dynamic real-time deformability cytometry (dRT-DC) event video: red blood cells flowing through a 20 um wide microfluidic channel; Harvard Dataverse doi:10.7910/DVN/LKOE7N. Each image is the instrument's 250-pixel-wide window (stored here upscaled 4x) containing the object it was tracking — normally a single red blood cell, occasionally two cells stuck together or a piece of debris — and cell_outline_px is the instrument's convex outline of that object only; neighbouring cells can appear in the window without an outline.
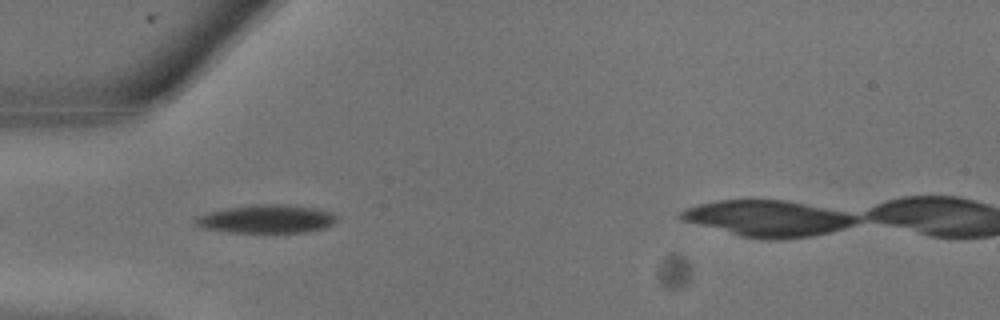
{"species": "common noctule bat (a hibernating species)", "species_latin": "Nyctalus noctula", "temperature_condition": "warm", "stored_images_in_passage": 21, "camera_frame_rate_fps": 3000, "um_per_image_px": 0.085, "animal": {"sex": "male", "body_mass_g": 13.3}, "frame": {"image": 1, "passage_image": 5, "time_ms": 1.333, "image_size_px": [1000, 320], "cell_outline_px": [[336, 220], [332, 224], [324, 228], [308, 232], [232, 232], [204, 228], [192, 224], [192, 220], [196, 216], [204, 212], [228, 208], [260, 204], [292, 204], [316, 208], [332, 212], [336, 216]], "centroid_in_image_um": [22.62, 18.6], "position_along_channel_um": 62.4, "area_um2": 23.52}}
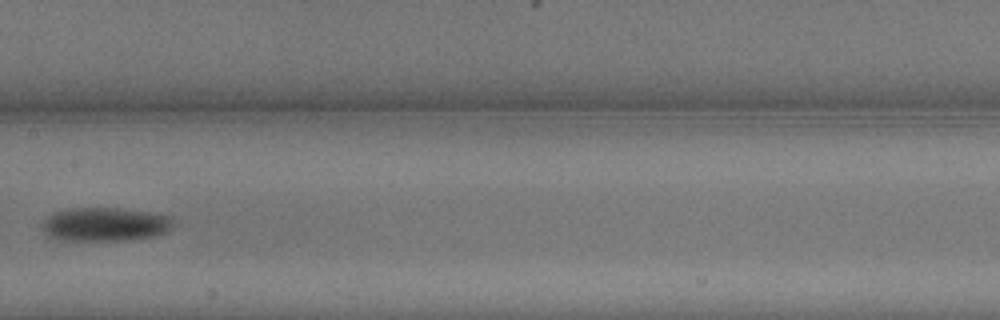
{"frame": {"image": 2, "passage_image": 10, "time_ms": 3.0, "image_size_px": [1000, 320], "cell_outline_px": [[172, 224], [164, 232], [156, 236], [128, 240], [64, 240], [48, 236], [44, 232], [44, 224], [48, 216], [56, 212], [68, 208], [116, 208], [152, 212], [172, 216]], "centroid_in_image_um": [8.96, 19.06], "position_along_channel_um": 198.4, "area_um2": 25.49}}
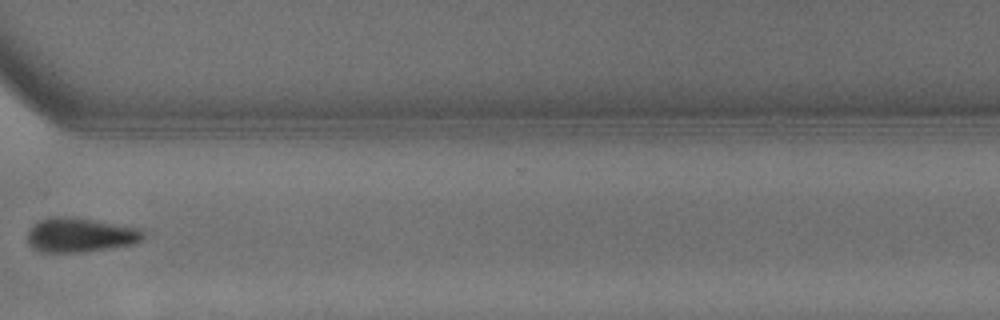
{"frame": {"image": 3, "passage_image": 16, "time_ms": 5.0, "image_size_px": [1000, 320], "cell_outline_px": [[144, 236], [140, 240], [132, 244], [80, 252], [40, 252], [32, 248], [28, 244], [28, 232], [40, 220], [52, 216], [56, 216], [92, 220], [140, 228], [144, 232]], "centroid_in_image_um": [6.79, 19.98], "position_along_channel_um": 363.8, "area_um2": 22.66}}